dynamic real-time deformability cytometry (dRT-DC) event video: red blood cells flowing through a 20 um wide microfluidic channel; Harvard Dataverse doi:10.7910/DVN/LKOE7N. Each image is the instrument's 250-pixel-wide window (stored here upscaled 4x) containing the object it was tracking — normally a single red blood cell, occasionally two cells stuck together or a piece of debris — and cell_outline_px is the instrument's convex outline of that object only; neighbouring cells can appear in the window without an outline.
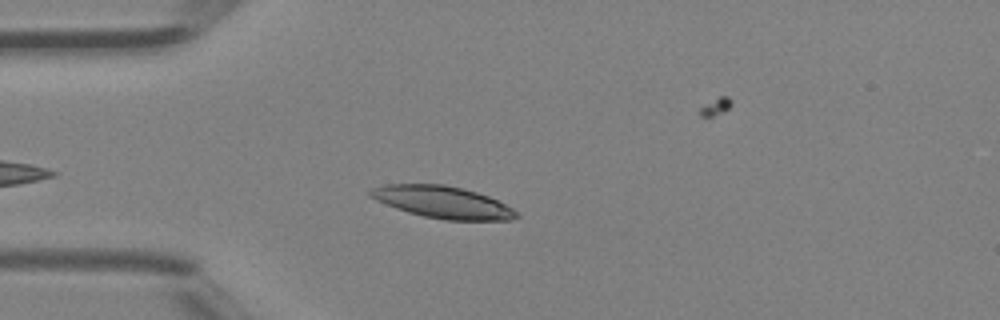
{"species": "Egyptian fruit bat (a non-hibernating species)", "species_latin": "Rousettus aegyptiacus", "temperature_condition": "room temperature", "stored_images_in_passage": 5, "camera_frame_rate_fps": 3000, "um_per_image_px": 0.085, "animal": {"sex": "female"}, "frame": {"image": 1, "passage_image": 4, "time_ms": 1.0, "image_size_px": [1000, 320], "cell_outline_px": [[520, 216], [512, 220], [444, 220], [424, 216], [408, 212], [396, 208], [376, 200], [368, 196], [368, 192], [372, 188], [388, 184], [444, 184], [476, 192], [488, 196], [512, 208]], "centroid_in_image_um": [37.61, 17.19], "position_along_channel_um": 47.4, "area_um2": 27.05}}